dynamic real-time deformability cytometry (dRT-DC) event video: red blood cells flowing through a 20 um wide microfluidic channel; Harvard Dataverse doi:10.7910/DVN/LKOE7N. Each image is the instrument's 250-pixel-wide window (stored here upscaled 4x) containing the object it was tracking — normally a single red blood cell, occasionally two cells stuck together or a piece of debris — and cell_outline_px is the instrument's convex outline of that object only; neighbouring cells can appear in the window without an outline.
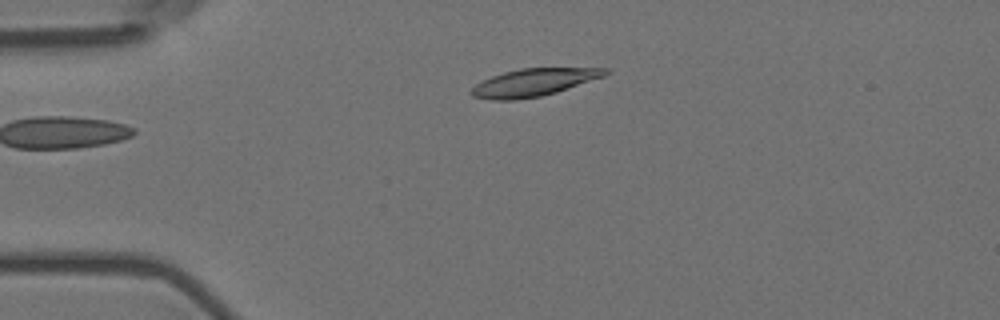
{"species": "Egyptian fruit bat (a non-hibernating species)", "species_latin": "Rousettus aegyptiacus", "temperature_condition": "room temperature", "stored_images_in_passage": 2, "camera_frame_rate_fps": 3000, "um_per_image_px": 0.085, "animal": {"sex": "female"}, "frame": {"image": 1, "passage_image": 2, "time_ms": 0.333, "image_size_px": [1000, 320], "cell_outline_px": [[612, 72], [604, 76], [556, 92], [540, 96], [516, 100], [492, 100], [472, 96], [468, 92], [476, 84], [492, 76], [504, 72], [520, 68], [608, 68]], "centroid_in_image_um": [45.36, 7.0], "position_along_channel_um": 39.6, "area_um2": 21.39}}